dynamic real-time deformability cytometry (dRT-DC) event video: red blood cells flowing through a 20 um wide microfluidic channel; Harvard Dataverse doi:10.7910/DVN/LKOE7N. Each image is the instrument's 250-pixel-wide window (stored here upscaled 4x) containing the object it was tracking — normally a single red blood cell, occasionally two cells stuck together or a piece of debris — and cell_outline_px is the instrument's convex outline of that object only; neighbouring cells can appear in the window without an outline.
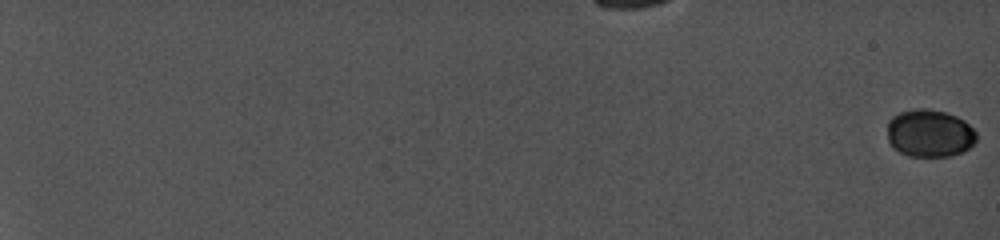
{"species": "common noctule bat (a hibernating species)", "species_latin": "Nyctalus noctula", "temperature_condition": "cold", "stored_images_in_passage": 76, "camera_frame_rate_fps": 5000, "um_per_image_px": 0.085, "animal": {"sex": "female", "body_mass_g": 19.0, "forearm_length_mm": 56.7}, "frame": {"image": 1, "passage_image": 1, "time_ms": 0.0, "image_size_px": [1000, 240], "cell_outline_px": [[976, 140], [964, 152], [952, 156], [908, 156], [892, 148], [888, 140], [888, 120], [892, 116], [900, 112], [916, 108], [924, 108], [944, 112], [956, 116], [964, 120], [976, 132]], "centroid_in_image_um": [79.0, 11.33], "position_along_channel_um": 6.0, "area_um2": 24.85}}
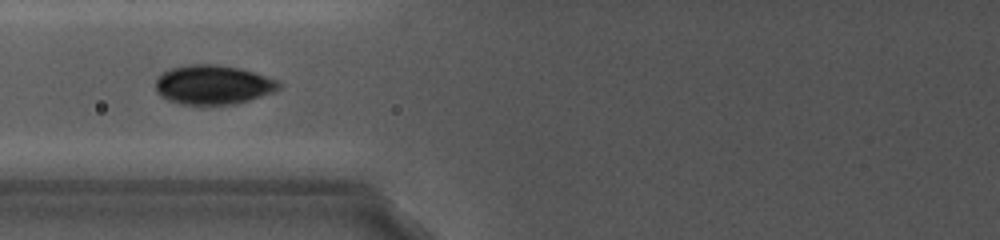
{"frame": {"image": 2, "passage_image": 42, "time_ms": 10.8, "image_size_px": [1000, 240], "cell_outline_px": [[280, 88], [272, 92], [236, 104], [180, 104], [168, 100], [160, 96], [156, 92], [156, 80], [168, 68], [188, 64], [216, 64], [240, 68], [276, 80], [280, 84]], "centroid_in_image_um": [18.06, 7.2], "position_along_channel_um": 107.7, "area_um2": 28.03}}
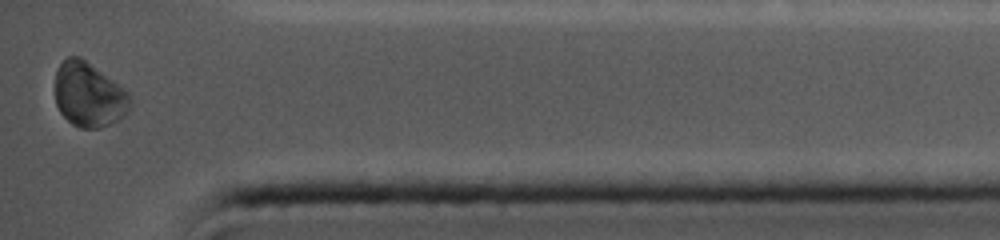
{"frame": {"image": 3, "passage_image": 76, "time_ms": 19.2, "image_size_px": [1000, 240], "cell_outline_px": [[132, 104], [128, 112], [120, 120], [100, 128], [80, 128], [72, 124], [60, 112], [56, 104], [56, 72], [60, 64], [68, 56], [80, 56], [124, 88], [128, 92], [132, 100]], "centroid_in_image_um": [7.58, 8.07], "position_along_channel_um": 427.6, "area_um2": 28.32}, "authors_computed_cell_mechanics": {"area_um2": 25.8077, "velocity_mm_per_s": 3.8415, "shape_relaxation_time_tau1_ms": 1.7116, "shape_relaxation_time_tau2_ms": null, "deformation_change_tau1": 0.0815, "deformation_change_tau2": null}}